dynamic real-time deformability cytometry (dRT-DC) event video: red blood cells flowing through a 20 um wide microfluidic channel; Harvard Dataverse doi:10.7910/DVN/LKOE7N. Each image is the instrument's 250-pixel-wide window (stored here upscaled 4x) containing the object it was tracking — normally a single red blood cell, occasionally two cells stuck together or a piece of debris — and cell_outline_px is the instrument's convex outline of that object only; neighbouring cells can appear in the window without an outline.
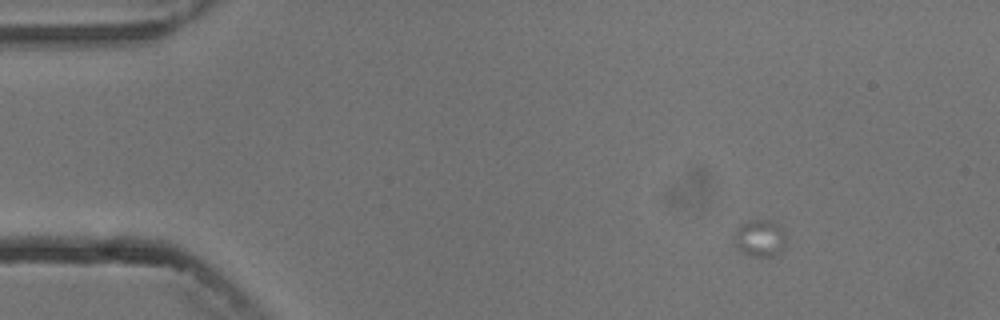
{"species": "common noctule bat (a hibernating species)", "species_latin": "Nyctalus noctula", "temperature_condition": "cold", "stored_images_in_passage": 4, "camera_frame_rate_fps": 3000, "um_per_image_px": 0.085, "animal": {"sex": "male", "body_mass_g": 13.3}, "frame": {"image": 1, "passage_image": 1, "time_ms": 0.0, "image_size_px": [1000, 320], "cell_outline_px": [[788, 236], [784, 248], [780, 252], [772, 256], [752, 256], [740, 252], [732, 244], [736, 228], [740, 224], [748, 220], [772, 220], [784, 228]], "centroid_in_image_um": [64.6, 20.23], "position_along_channel_um": 20.4, "area_um2": 11.79}}